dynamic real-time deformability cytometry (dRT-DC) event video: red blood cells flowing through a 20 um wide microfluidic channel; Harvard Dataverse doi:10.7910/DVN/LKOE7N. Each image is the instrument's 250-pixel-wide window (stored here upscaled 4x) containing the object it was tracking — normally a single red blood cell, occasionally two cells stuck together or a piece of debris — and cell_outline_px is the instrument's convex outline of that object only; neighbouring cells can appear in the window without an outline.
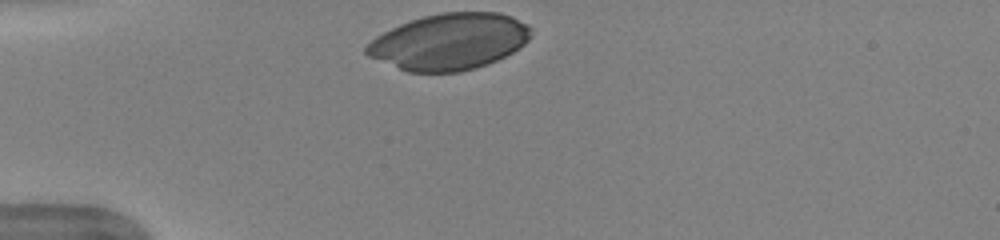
{"species": "human", "species_latin": "Homo sapiens", "temperature_condition": "warm", "stored_images_in_passage": 30, "camera_frame_rate_fps": 3000, "um_per_image_px": 0.085, "donor": {"sex": "female"}, "frame": {"image": 1, "passage_image": 1, "time_ms": 0.0, "image_size_px": [1000, 240], "cell_outline_px": [[532, 36], [520, 48], [488, 64], [476, 68], [460, 72], [408, 72], [368, 56], [364, 52], [364, 48], [376, 36], [400, 24], [424, 16], [440, 12], [500, 12], [512, 16], [528, 24], [532, 28]], "centroid_in_image_um": [38.23, 3.53], "position_along_channel_um": 46.8, "area_um2": 54.1}}
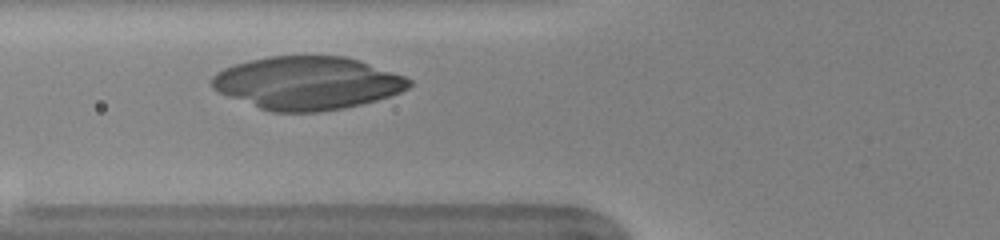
{"frame": {"image": 2, "passage_image": 7, "time_ms": 2.0, "image_size_px": [1000, 240], "cell_outline_px": [[412, 84], [408, 88], [400, 92], [376, 100], [344, 108], [316, 112], [272, 112], [260, 108], [228, 96], [212, 88], [212, 76], [216, 72], [224, 68], [236, 64], [268, 56], [344, 56], [360, 60], [404, 76], [412, 80]], "centroid_in_image_um": [26.13, 7.05], "position_along_channel_um": 99.7, "area_um2": 60.63}}
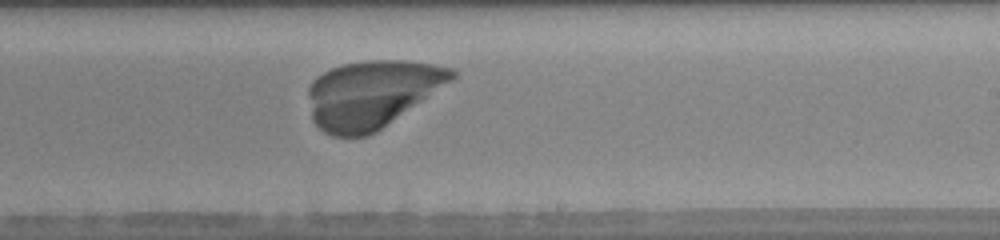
{"frame": {"image": 3, "passage_image": 19, "time_ms": 6.0, "image_size_px": [1000, 240], "cell_outline_px": [[456, 76], [452, 80], [376, 132], [368, 136], [332, 136], [324, 132], [312, 120], [308, 92], [308, 88], [312, 80], [316, 76], [340, 64], [368, 60], [404, 60], [432, 64], [452, 68], [456, 72]], "centroid_in_image_um": [31.57, 7.98], "position_along_channel_um": 257.4, "area_um2": 56.24}}